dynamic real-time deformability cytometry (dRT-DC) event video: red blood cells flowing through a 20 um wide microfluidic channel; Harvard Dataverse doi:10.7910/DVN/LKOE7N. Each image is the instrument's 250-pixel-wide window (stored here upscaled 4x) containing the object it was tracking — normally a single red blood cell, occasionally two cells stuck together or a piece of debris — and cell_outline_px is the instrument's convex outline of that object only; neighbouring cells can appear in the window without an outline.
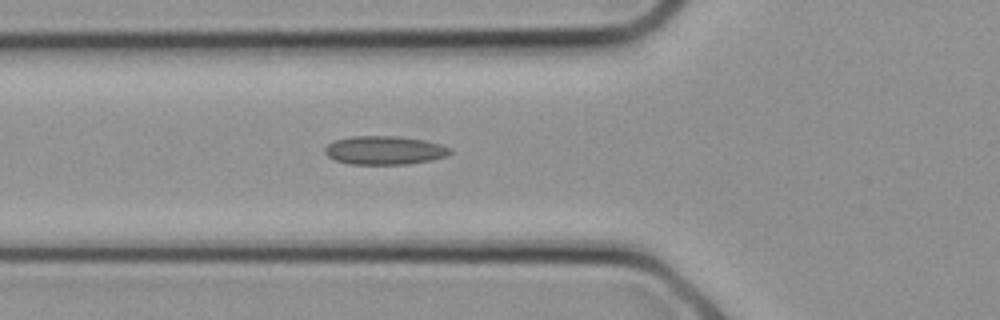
{"species": "common noctule bat (a hibernating species)", "species_latin": "Nyctalus noctula", "temperature_condition": "cold", "stored_images_in_passage": 8, "camera_frame_rate_fps": 3000, "um_per_image_px": 0.085, "animal": {"sex": "female", "body_mass_g": 21.9}, "frame": {"image": 1, "passage_image": 8, "time_ms": 2.333, "image_size_px": [1000, 320], "cell_outline_px": [[452, 152], [448, 156], [432, 160], [408, 164], [348, 164], [336, 160], [328, 156], [324, 152], [324, 148], [328, 144], [336, 140], [352, 136], [396, 136], [424, 140], [440, 144], [452, 148]], "centroid_in_image_um": [32.71, 12.78], "position_along_channel_um": 93.1, "area_um2": 20.92}}